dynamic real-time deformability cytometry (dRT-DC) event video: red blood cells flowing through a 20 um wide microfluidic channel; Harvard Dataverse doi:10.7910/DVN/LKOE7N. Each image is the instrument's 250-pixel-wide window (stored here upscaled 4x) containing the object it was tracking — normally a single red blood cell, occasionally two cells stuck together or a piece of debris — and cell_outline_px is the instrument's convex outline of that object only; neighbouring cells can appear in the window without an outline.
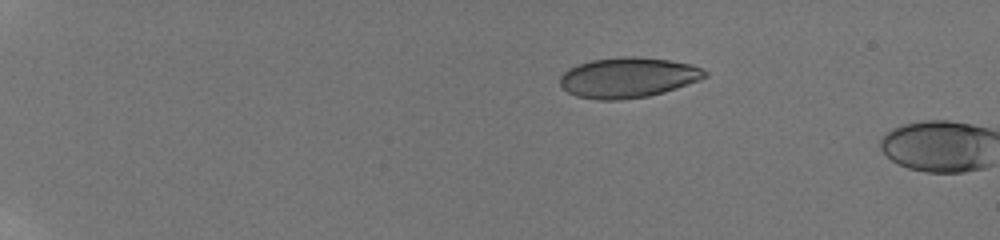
{"species": "human", "species_latin": "Homo sapiens", "temperature_condition": "room temperature", "stored_images_in_passage": 3, "camera_frame_rate_fps": 3000, "um_per_image_px": 0.085, "donor": {"sex": "male"}, "frame": {"image": 1, "passage_image": 1, "time_ms": 0.0, "image_size_px": [1000, 240], "cell_outline_px": [[708, 76], [700, 80], [664, 92], [648, 96], [620, 100], [596, 100], [576, 96], [568, 92], [560, 84], [560, 76], [568, 68], [592, 60], [624, 56], [636, 56], [668, 60], [692, 64], [708, 72]], "centroid_in_image_um": [53.39, 6.6], "position_along_channel_um": 31.6, "area_um2": 34.04}}